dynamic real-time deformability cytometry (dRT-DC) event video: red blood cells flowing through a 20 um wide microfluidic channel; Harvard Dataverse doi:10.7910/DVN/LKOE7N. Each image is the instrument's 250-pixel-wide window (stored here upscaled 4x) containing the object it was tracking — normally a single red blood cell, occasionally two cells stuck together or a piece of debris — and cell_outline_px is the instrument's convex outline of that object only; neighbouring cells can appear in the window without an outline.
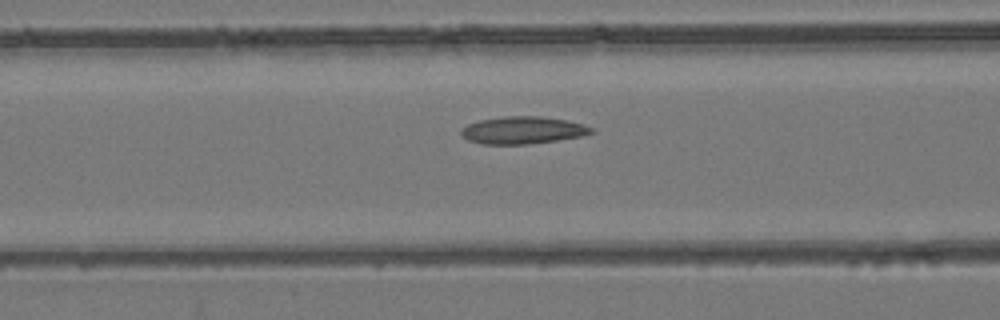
{"species": "common noctule bat (a hibernating species)", "species_latin": "Nyctalus noctula", "temperature_condition": "room temperature", "stored_images_in_passage": 52, "camera_frame_rate_fps": 3000, "um_per_image_px": 0.085, "animal": {"sex": "female", "body_mass_g": 24.6, "forearm_length_mm": 56.2}, "frame": {"image": 1, "passage_image": 21, "time_ms": 6.667, "image_size_px": [1000, 320], "cell_outline_px": [[596, 132], [584, 136], [528, 144], [484, 144], [468, 140], [460, 132], [460, 128], [468, 124], [480, 120], [504, 116], [540, 116], [568, 120], [584, 124], [592, 128]], "centroid_in_image_um": [44.47, 11.06], "position_along_channel_um": 122.1, "area_um2": 20.81}}
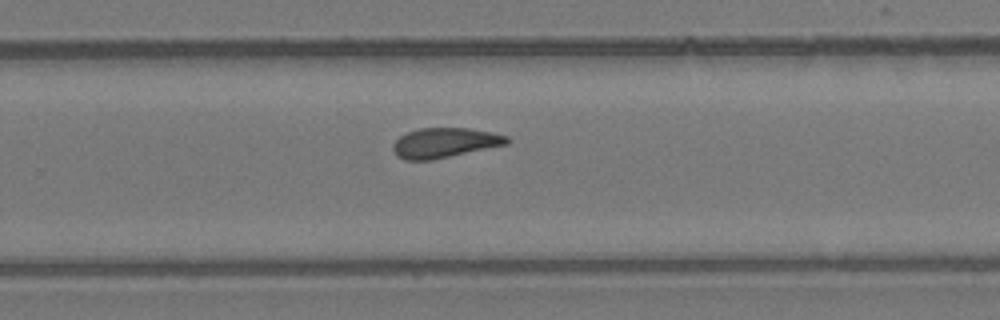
{"frame": {"image": 2, "passage_image": 34, "time_ms": 11.0, "image_size_px": [1000, 320], "cell_outline_px": [[508, 144], [432, 160], [404, 160], [396, 156], [392, 148], [392, 144], [400, 136], [408, 132], [420, 128], [468, 128], [492, 132], [508, 136]], "centroid_in_image_um": [37.77, 12.14], "position_along_channel_um": 292.0, "area_um2": 19.83}}
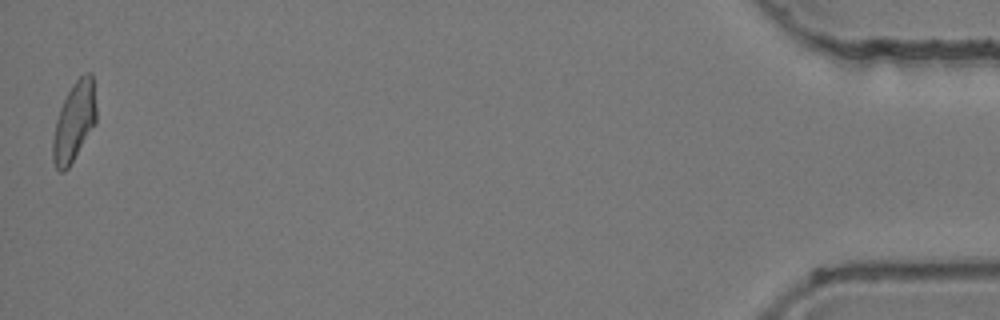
{"frame": {"image": 3, "passage_image": 52, "time_ms": 17.0, "image_size_px": [1000, 320], "cell_outline_px": [[96, 124], [68, 168], [64, 172], [60, 172], [56, 168], [52, 160], [52, 140], [56, 120], [60, 108], [72, 84], [84, 72], [92, 72], [96, 108]], "centroid_in_image_um": [6.3, 10.35], "position_along_channel_um": 428.9, "area_um2": 20.17}, "authors_computed_cell_mechanics": {"area_um2": 20.519, "velocity_mm_per_s": 3.9245, "shape_relaxation_time_tau1_ms": null, "shape_relaxation_time_tau2_ms": 3.5353, "deformation_change_tau1": null, "deformation_change_tau2": 0.1092}}